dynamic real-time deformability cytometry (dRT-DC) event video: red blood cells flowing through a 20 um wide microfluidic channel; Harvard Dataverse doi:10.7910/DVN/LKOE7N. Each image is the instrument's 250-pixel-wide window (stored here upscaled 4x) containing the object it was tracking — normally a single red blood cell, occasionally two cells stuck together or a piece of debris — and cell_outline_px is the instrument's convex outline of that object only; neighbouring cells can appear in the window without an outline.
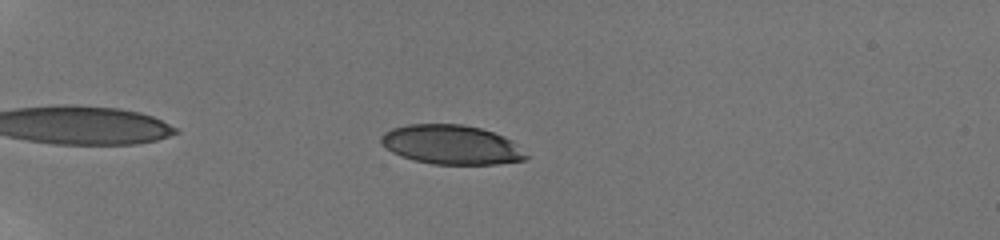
{"species": "human", "species_latin": "Homo sapiens", "temperature_condition": "room temperature", "stored_images_in_passage": 47, "camera_frame_rate_fps": 3000, "um_per_image_px": 0.085, "donor": {"sex": "male"}, "frame": {"image": 1, "passage_image": 9, "time_ms": 2.667, "image_size_px": [1000, 240], "cell_outline_px": [[528, 156], [524, 160], [496, 164], [432, 164], [400, 156], [384, 148], [380, 144], [380, 136], [384, 132], [392, 128], [408, 124], [464, 124], [480, 128], [504, 136], [512, 140]], "centroid_in_image_um": [38.32, 12.29], "position_along_channel_um": 46.7, "area_um2": 33.29}}
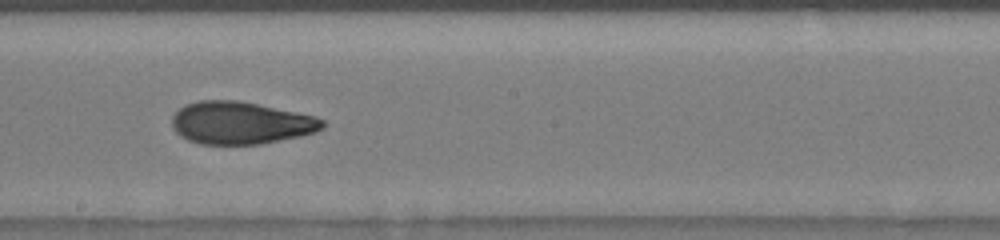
{"frame": {"image": 2, "passage_image": 27, "time_ms": 8.667, "image_size_px": [1000, 240], "cell_outline_px": [[324, 128], [316, 132], [300, 136], [260, 144], [200, 144], [188, 140], [180, 136], [172, 128], [172, 116], [180, 108], [188, 104], [200, 100], [240, 100], [316, 116], [324, 120]], "centroid_in_image_um": [20.46, 10.44], "position_along_channel_um": 227.7, "area_um2": 37.34}}
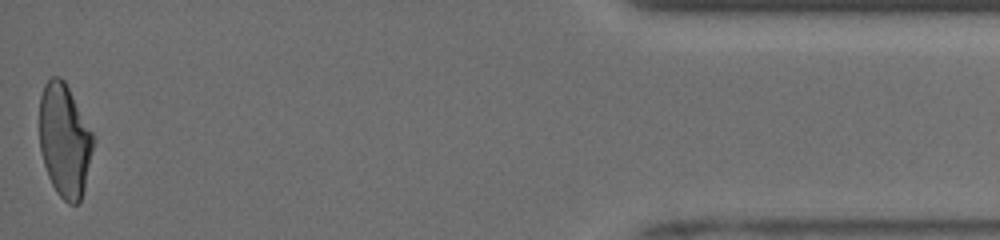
{"frame": {"image": 3, "passage_image": 47, "time_ms": 15.333, "image_size_px": [1000, 240], "cell_outline_px": [[96, 140], [84, 188], [80, 200], [76, 204], [68, 204], [56, 192], [48, 176], [44, 164], [40, 148], [40, 96], [44, 84], [52, 76], [60, 76], [64, 80], [96, 136]], "centroid_in_image_um": [5.52, 11.92], "position_along_channel_um": 429.7, "area_um2": 35.84}, "authors_computed_cell_mechanics": {"area_um2": 36.6452, "velocity_mm_per_s": 3.9855, "shape_relaxation_time_tau1_ms": 5.2807, "shape_relaxation_time_tau2_ms": 1.3894, "deformation_change_tau1": 0.1885, "deformation_change_tau2": 0.0702}}